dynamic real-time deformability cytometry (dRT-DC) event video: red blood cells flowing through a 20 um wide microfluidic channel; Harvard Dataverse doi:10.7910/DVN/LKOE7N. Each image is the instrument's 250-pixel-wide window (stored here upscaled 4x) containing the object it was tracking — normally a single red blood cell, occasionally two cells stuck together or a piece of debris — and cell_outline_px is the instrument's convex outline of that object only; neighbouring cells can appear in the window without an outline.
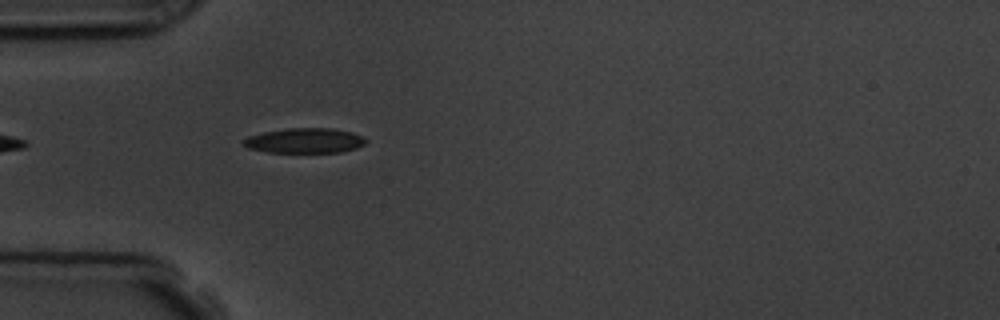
{"species": "common noctule bat (a hibernating species)", "species_latin": "Nyctalus noctula", "temperature_condition": "room temperature", "stored_images_in_passage": 5, "camera_frame_rate_fps": 3000, "um_per_image_px": 0.085, "animal": {"sex": "male", "body_mass_g": 19.5, "forearm_length_mm": 54.6}, "frame": {"image": 1, "passage_image": 5, "time_ms": 4.333, "image_size_px": [1000, 320], "cell_outline_px": [[368, 140], [364, 144], [356, 148], [340, 152], [268, 152], [248, 148], [244, 144], [244, 140], [248, 136], [264, 132], [288, 128], [332, 128], [352, 132], [364, 136]], "centroid_in_image_um": [25.95, 11.95], "position_along_channel_um": 59.1, "area_um2": 17.74}}